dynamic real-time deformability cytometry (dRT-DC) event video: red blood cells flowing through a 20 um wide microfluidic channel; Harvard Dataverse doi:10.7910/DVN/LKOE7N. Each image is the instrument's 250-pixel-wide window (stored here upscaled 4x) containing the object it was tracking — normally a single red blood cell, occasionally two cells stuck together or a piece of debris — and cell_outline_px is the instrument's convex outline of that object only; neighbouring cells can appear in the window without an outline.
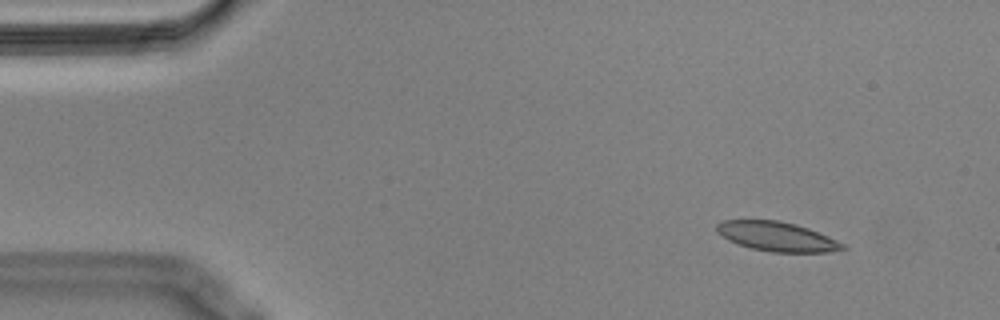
{"species": "Egyptian fruit bat (a non-hibernating species)", "species_latin": "Rousettus aegyptiacus", "temperature_condition": "cold", "stored_images_in_passage": 56, "camera_frame_rate_fps": 3000, "um_per_image_px": 0.085, "animal": {"sex": "male"}, "frame": {"image": 1, "passage_image": 6, "time_ms": 1.667, "image_size_px": [1000, 320], "cell_outline_px": [[848, 248], [828, 252], [772, 252], [752, 248], [728, 240], [716, 232], [716, 224], [724, 220], [780, 220], [796, 224], [808, 228], [828, 236], [844, 244]], "centroid_in_image_um": [66.04, 20.1], "position_along_channel_um": 19.0, "area_um2": 21.5}}
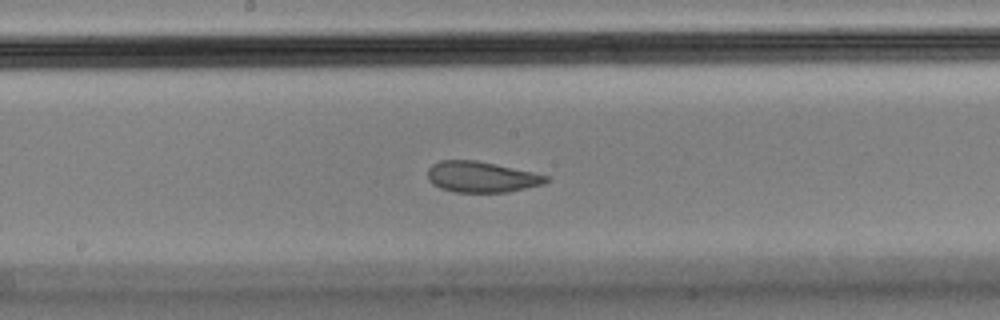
{"frame": {"image": 2, "passage_image": 29, "time_ms": 9.333, "image_size_px": [1000, 320], "cell_outline_px": [[548, 180], [544, 184], [508, 192], [452, 192], [440, 188], [432, 184], [428, 180], [428, 168], [432, 164], [440, 160], [476, 160], [532, 172], [548, 176]], "centroid_in_image_um": [40.88, 15.04], "position_along_channel_um": 207.3, "area_um2": 21.27}}
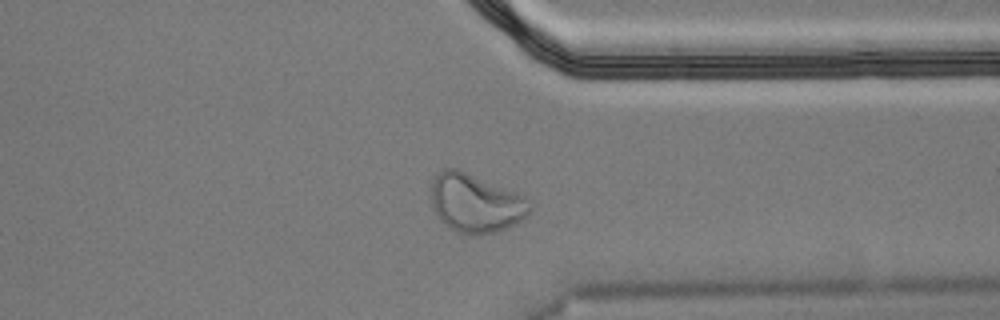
{"frame": {"image": 3, "passage_image": 43, "time_ms": 14.0, "image_size_px": [1000, 320], "cell_outline_px": [[532, 208], [524, 220], [496, 232], [476, 236], [460, 232], [448, 228], [440, 220], [432, 208], [432, 180], [444, 168], [456, 168], [516, 192], [532, 200]], "centroid_in_image_um": [40.46, 17.29], "position_along_channel_um": 370.9, "area_um2": 33.87}, "authors_computed_cell_mechanics": {"area_um2": 22.542, "velocity_mm_per_s": 3.5553, "shape_relaxation_time_tau1_ms": null, "shape_relaxation_time_tau2_ms": 1.5951, "deformation_change_tau1": null, "deformation_change_tau2": 0.0399}}